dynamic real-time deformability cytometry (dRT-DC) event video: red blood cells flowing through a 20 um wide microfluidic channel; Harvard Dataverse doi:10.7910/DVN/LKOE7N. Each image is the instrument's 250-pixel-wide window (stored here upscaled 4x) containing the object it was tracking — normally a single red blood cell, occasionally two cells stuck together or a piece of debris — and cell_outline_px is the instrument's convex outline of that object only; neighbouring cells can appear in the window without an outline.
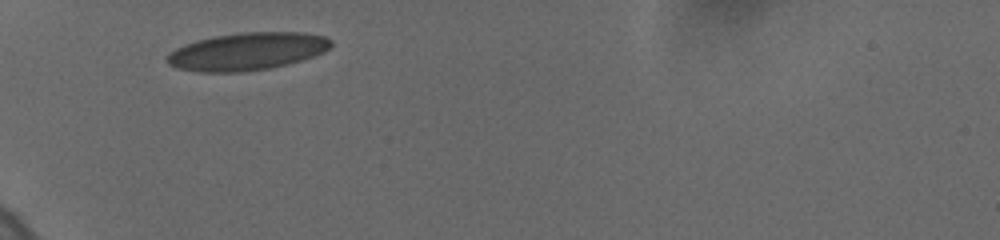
{"species": "human", "species_latin": "Homo sapiens", "temperature_condition": "cold", "stored_images_in_passage": 59, "camera_frame_rate_fps": 3000, "um_per_image_px": 0.085, "donor": {"sex": "female"}, "frame": {"image": 1, "passage_image": 1, "time_ms": 0.0, "image_size_px": [1000, 240], "cell_outline_px": [[332, 44], [324, 52], [288, 64], [268, 68], [244, 72], [196, 72], [176, 68], [168, 64], [164, 60], [164, 56], [168, 52], [184, 44], [196, 40], [212, 36], [244, 32], [304, 32], [324, 36], [332, 40]], "centroid_in_image_um": [20.94, 4.37], "position_along_channel_um": 64.1, "area_um2": 36.24}}
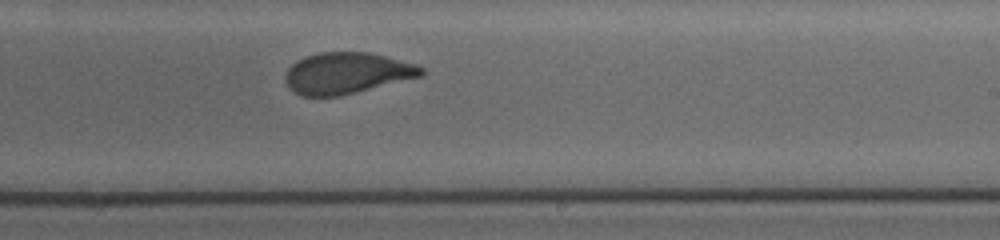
{"frame": {"image": 2, "passage_image": 34, "time_ms": 5.667, "image_size_px": [1000, 240], "cell_outline_px": [[424, 76], [340, 96], [300, 96], [292, 92], [284, 80], [284, 76], [288, 68], [296, 60], [304, 56], [320, 52], [368, 52], [416, 64], [424, 68]], "centroid_in_image_um": [29.45, 6.22], "position_along_channel_um": 259.5, "area_um2": 33.0}}
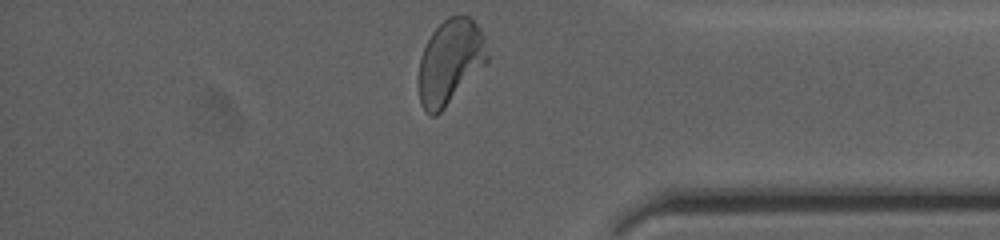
{"frame": {"image": 3, "passage_image": 58, "time_ms": 9.667, "image_size_px": [1000, 240], "cell_outline_px": [[488, 60], [444, 108], [436, 116], [432, 116], [420, 104], [416, 80], [420, 60], [424, 48], [432, 32], [448, 16], [472, 16], [480, 28], [484, 36], [488, 56]], "centroid_in_image_um": [38.23, 5.24], "position_along_channel_um": 397.0, "area_um2": 33.76}, "authors_computed_cell_mechanics": {"area_um2": 33.4662, "velocity_mm_per_s": 3.6945, "shape_relaxation_time_tau1_ms": 6.9624, "shape_relaxation_time_tau2_ms": null, "deformation_change_tau1": 0.182, "deformation_change_tau2": null}}